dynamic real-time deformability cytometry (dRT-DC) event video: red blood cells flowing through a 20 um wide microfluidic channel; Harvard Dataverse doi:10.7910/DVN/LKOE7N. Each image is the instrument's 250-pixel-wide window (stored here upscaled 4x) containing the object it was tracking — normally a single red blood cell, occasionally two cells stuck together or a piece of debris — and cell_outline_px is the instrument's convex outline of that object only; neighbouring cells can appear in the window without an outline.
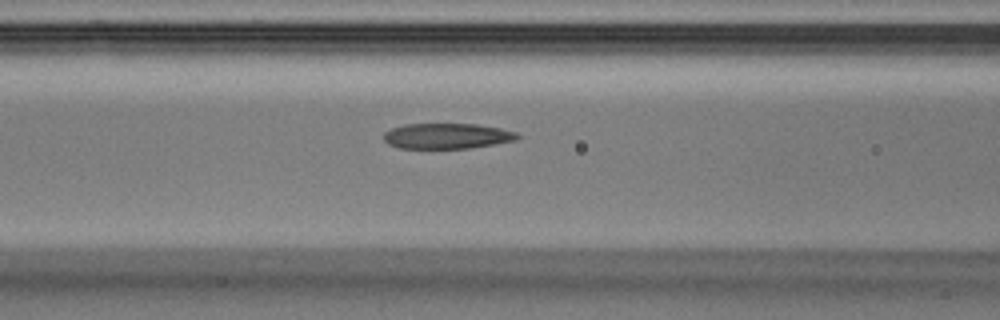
{"species": "Egyptian fruit bat (a non-hibernating species)", "species_latin": "Rousettus aegyptiacus", "temperature_condition": "warm", "stored_images_in_passage": 18, "camera_frame_rate_fps": 3000, "um_per_image_px": 0.085, "animal": {"sex": "male"}, "frame": {"image": 1, "passage_image": 7, "time_ms": 2.0, "image_size_px": [1000, 320], "cell_outline_px": [[520, 136], [516, 140], [468, 148], [400, 148], [388, 144], [384, 140], [384, 132], [392, 128], [404, 124], [476, 124], [500, 128], [516, 132]], "centroid_in_image_um": [37.97, 11.55], "position_along_channel_um": 128.6, "area_um2": 19.71}}
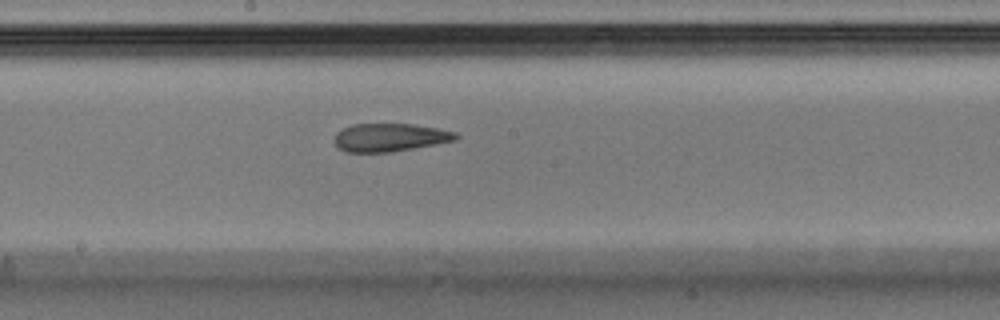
{"frame": {"image": 2, "passage_image": 12, "time_ms": 3.667, "image_size_px": [1000, 320], "cell_outline_px": [[460, 136], [456, 140], [436, 144], [392, 152], [348, 152], [340, 148], [336, 144], [336, 132], [352, 124], [412, 124], [436, 128], [456, 132]], "centroid_in_image_um": [33.18, 11.68], "position_along_channel_um": 215.0, "area_um2": 19.71}}
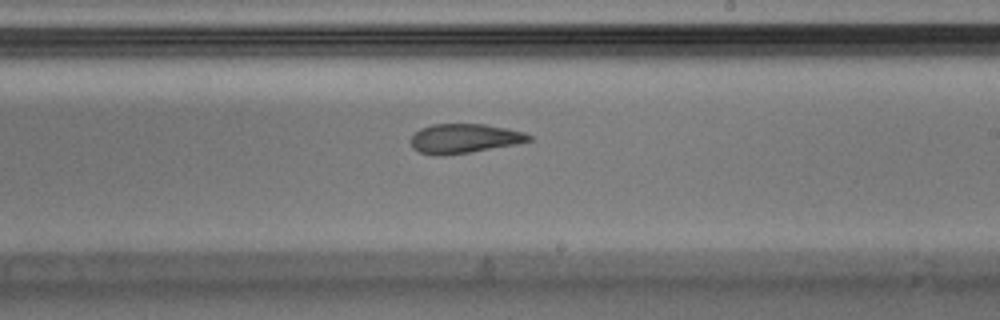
{"frame": {"image": 3, "passage_image": 14, "time_ms": 4.333, "image_size_px": [1000, 320], "cell_outline_px": [[532, 140], [520, 144], [468, 152], [440, 156], [436, 156], [420, 152], [412, 148], [412, 136], [420, 128], [432, 124], [484, 124], [524, 132], [532, 136]], "centroid_in_image_um": [39.48, 11.77], "position_along_channel_um": 249.5, "area_um2": 20.17}}